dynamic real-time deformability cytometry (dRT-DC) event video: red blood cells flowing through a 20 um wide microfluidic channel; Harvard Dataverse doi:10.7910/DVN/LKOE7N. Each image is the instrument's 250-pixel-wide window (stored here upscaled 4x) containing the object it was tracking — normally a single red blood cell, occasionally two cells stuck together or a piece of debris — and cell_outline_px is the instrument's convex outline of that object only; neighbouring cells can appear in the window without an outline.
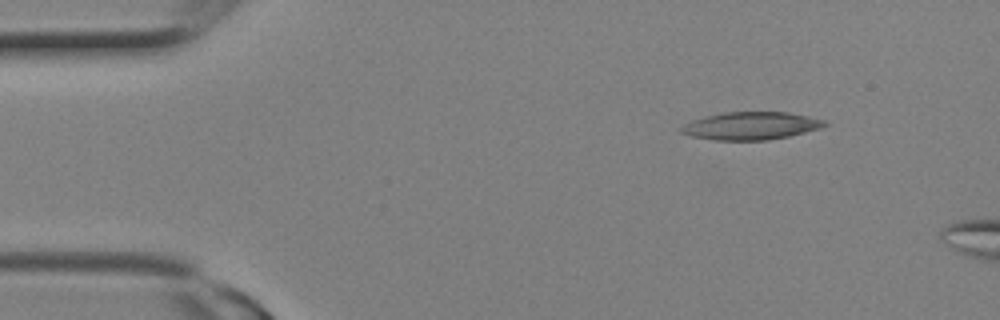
{"species": "Egyptian fruit bat (a non-hibernating species)", "species_latin": "Rousettus aegyptiacus", "temperature_condition": "room temperature", "stored_images_in_passage": 4, "camera_frame_rate_fps": 3000, "um_per_image_px": 0.085, "animal": {"sex": "female"}, "frame": {"image": 1, "passage_image": 1, "time_ms": 0.0, "image_size_px": [1000, 320], "cell_outline_px": [[828, 124], [820, 128], [788, 136], [768, 140], [716, 140], [692, 136], [680, 132], [680, 128], [684, 124], [692, 120], [704, 116], [724, 112], [788, 112], [808, 116], [824, 120]], "centroid_in_image_um": [63.81, 10.69], "position_along_channel_um": 21.2, "area_um2": 23.06}}